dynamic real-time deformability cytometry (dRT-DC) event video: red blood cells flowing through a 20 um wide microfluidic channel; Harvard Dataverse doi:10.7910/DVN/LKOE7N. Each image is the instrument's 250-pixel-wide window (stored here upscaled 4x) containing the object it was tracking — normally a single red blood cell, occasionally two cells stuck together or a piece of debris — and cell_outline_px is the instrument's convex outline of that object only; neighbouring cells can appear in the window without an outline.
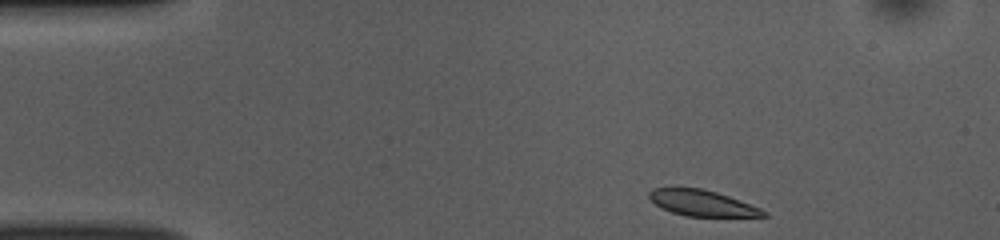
{"species": "common noctule bat (a hibernating species)", "species_latin": "Nyctalus noctula", "temperature_condition": "room temperature", "stored_images_in_passage": 45, "camera_frame_rate_fps": 3000, "um_per_image_px": 0.085, "animal": {"sex": "female", "body_mass_g": 10.0, "forearm_length_mm": 53.1}, "frame": {"image": 1, "passage_image": 1, "time_ms": 0.0, "image_size_px": [1000, 240], "cell_outline_px": [[768, 216], [684, 216], [672, 212], [656, 204], [648, 196], [648, 192], [652, 188], [672, 184], [700, 188], [716, 192], [740, 200], [760, 208], [768, 212]], "centroid_in_image_um": [59.6, 17.2], "position_along_channel_um": 25.4, "area_um2": 17.69}}
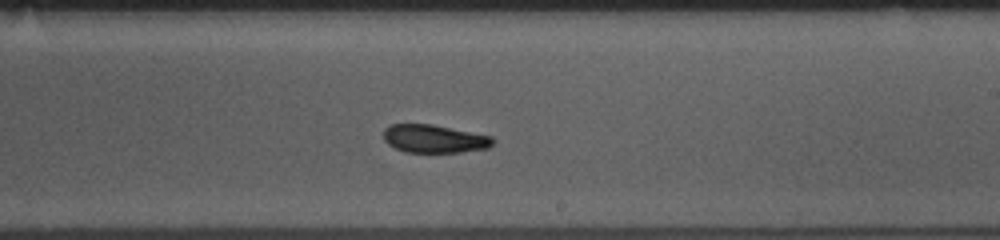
{"frame": {"image": 2, "passage_image": 24, "time_ms": 7.667, "image_size_px": [1000, 240], "cell_outline_px": [[496, 140], [488, 148], [460, 152], [404, 152], [388, 144], [384, 140], [384, 128], [388, 124], [432, 124], [492, 136]], "centroid_in_image_um": [36.9, 11.79], "position_along_channel_um": 252.1, "area_um2": 17.98}}
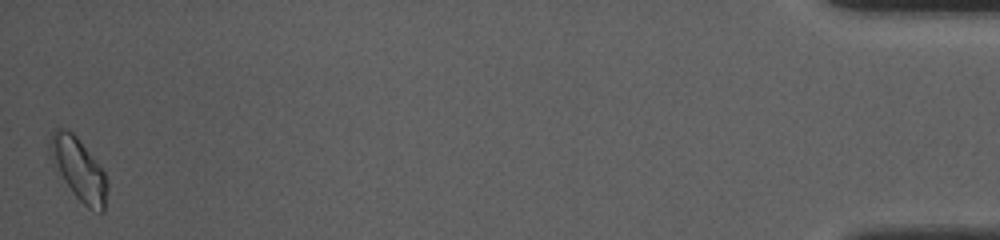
{"frame": {"image": 3, "passage_image": 45, "time_ms": 14.667, "image_size_px": [1000, 240], "cell_outline_px": [[108, 188], [104, 212], [100, 212], [88, 208], [72, 192], [48, 156], [48, 144], [52, 132], [56, 128], [64, 128], [72, 132], [76, 136], [104, 172], [108, 184]], "centroid_in_image_um": [6.67, 14.37], "position_along_channel_um": 428.5, "area_um2": 20.58}, "authors_computed_cell_mechanics": {"area_um2": 18.6116, "velocity_mm_per_s": 3.8108, "shape_relaxation_time_tau1_ms": 3.2319, "shape_relaxation_time_tau2_ms": 3.6793, "deformation_change_tau1": 0.1073, "deformation_change_tau2": 0.0494}}